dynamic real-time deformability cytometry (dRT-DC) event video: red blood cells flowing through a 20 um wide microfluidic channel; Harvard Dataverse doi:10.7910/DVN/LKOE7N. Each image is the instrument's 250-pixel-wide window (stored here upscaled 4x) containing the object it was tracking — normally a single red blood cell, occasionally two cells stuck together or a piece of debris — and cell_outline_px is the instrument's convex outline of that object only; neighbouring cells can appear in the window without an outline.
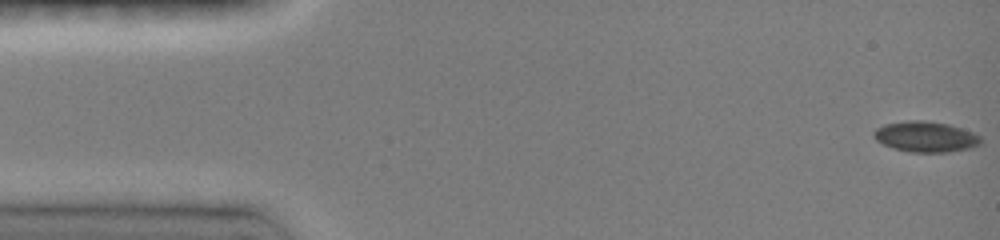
{"species": "common noctule bat (a hibernating species)", "species_latin": "Nyctalus noctula", "temperature_condition": "room temperature", "stored_images_in_passage": 58, "camera_frame_rate_fps": 3000, "um_per_image_px": 0.085, "animal": {"sex": "female", "body_mass_g": 19.0, "forearm_length_mm": 51.5}, "frame": {"image": 1, "passage_image": 1, "time_ms": 0.0, "image_size_px": [1000, 240], "cell_outline_px": [[980, 144], [968, 148], [944, 152], [912, 152], [896, 148], [884, 144], [876, 140], [872, 132], [876, 128], [884, 124], [908, 120], [924, 120], [948, 124], [972, 132], [980, 136]], "centroid_in_image_um": [78.65, 11.6], "position_along_channel_um": 6.4, "area_um2": 18.79}}
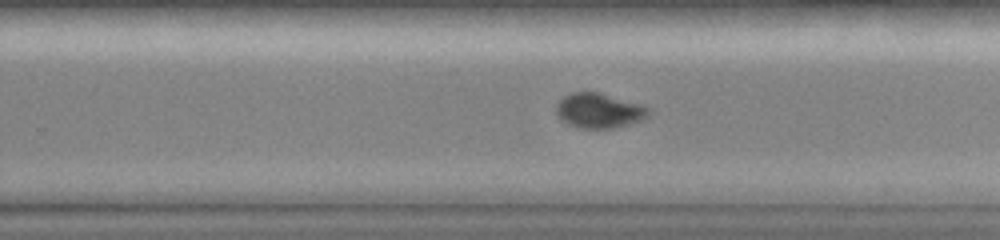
{"frame": {"image": 2, "passage_image": 36, "time_ms": 9.667, "image_size_px": [1000, 240], "cell_outline_px": [[652, 108], [648, 116], [640, 120], [628, 124], [612, 128], [580, 128], [568, 124], [560, 120], [556, 112], [556, 104], [564, 96], [572, 92], [596, 92], [644, 104]], "centroid_in_image_um": [50.93, 9.4], "position_along_channel_um": 278.9, "area_um2": 18.84}}
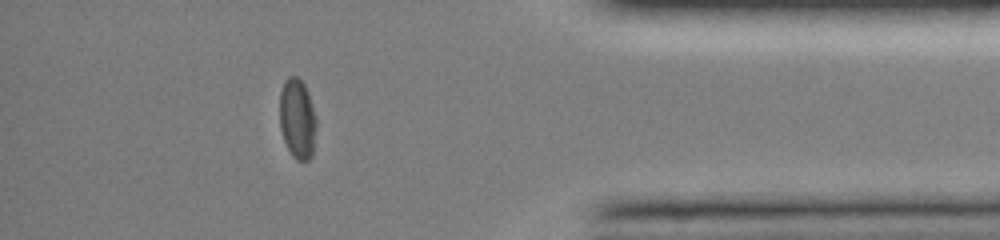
{"frame": {"image": 3, "passage_image": 53, "time_ms": 13.333, "image_size_px": [1000, 240], "cell_outline_px": [[316, 128], [312, 156], [308, 160], [296, 160], [292, 156], [284, 140], [280, 128], [280, 92], [284, 80], [288, 76], [296, 76], [304, 84], [308, 92], [316, 120]], "centroid_in_image_um": [25.27, 10.09], "position_along_channel_um": 409.9, "area_um2": 17.11}, "authors_computed_cell_mechanics": {"area_um2": 18.4382, "velocity_mm_per_s": 4.1143, "shape_relaxation_time_tau1_ms": 4.1967, "shape_relaxation_time_tau2_ms": null, "deformation_change_tau1": 0.1349, "deformation_change_tau2": null}}